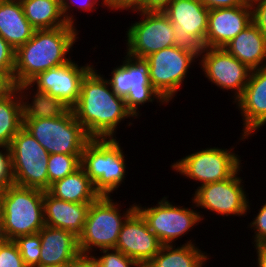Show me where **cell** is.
<instances>
[{
	"label": "cell",
	"mask_w": 266,
	"mask_h": 267,
	"mask_svg": "<svg viewBox=\"0 0 266 267\" xmlns=\"http://www.w3.org/2000/svg\"><path fill=\"white\" fill-rule=\"evenodd\" d=\"M93 66L81 81L80 95L71 108L90 138H117L121 121L133 115L123 97L116 95L105 75Z\"/></svg>",
	"instance_id": "6da1fadb"
},
{
	"label": "cell",
	"mask_w": 266,
	"mask_h": 267,
	"mask_svg": "<svg viewBox=\"0 0 266 267\" xmlns=\"http://www.w3.org/2000/svg\"><path fill=\"white\" fill-rule=\"evenodd\" d=\"M78 34L70 24L35 30L32 38L16 50L14 85L29 83L39 73L68 62Z\"/></svg>",
	"instance_id": "7a4b0ae2"
},
{
	"label": "cell",
	"mask_w": 266,
	"mask_h": 267,
	"mask_svg": "<svg viewBox=\"0 0 266 267\" xmlns=\"http://www.w3.org/2000/svg\"><path fill=\"white\" fill-rule=\"evenodd\" d=\"M118 138H91L84 146L80 166L100 196H111L126 175V157Z\"/></svg>",
	"instance_id": "3957f363"
},
{
	"label": "cell",
	"mask_w": 266,
	"mask_h": 267,
	"mask_svg": "<svg viewBox=\"0 0 266 267\" xmlns=\"http://www.w3.org/2000/svg\"><path fill=\"white\" fill-rule=\"evenodd\" d=\"M44 191L16 184L0 190V211L8 240L38 233L44 226Z\"/></svg>",
	"instance_id": "277c9868"
},
{
	"label": "cell",
	"mask_w": 266,
	"mask_h": 267,
	"mask_svg": "<svg viewBox=\"0 0 266 267\" xmlns=\"http://www.w3.org/2000/svg\"><path fill=\"white\" fill-rule=\"evenodd\" d=\"M112 196H100L90 204L82 234L78 237L80 254H91L97 249L115 248L121 227L135 210V203L120 213V203Z\"/></svg>",
	"instance_id": "5b68a950"
},
{
	"label": "cell",
	"mask_w": 266,
	"mask_h": 267,
	"mask_svg": "<svg viewBox=\"0 0 266 267\" xmlns=\"http://www.w3.org/2000/svg\"><path fill=\"white\" fill-rule=\"evenodd\" d=\"M125 59V60H124ZM122 65L113 68L107 80L112 91L123 97L128 111L136 119L140 117L139 107L156 100L159 106L168 104L154 89L149 78V62L145 58H138L126 53ZM139 116V117H138Z\"/></svg>",
	"instance_id": "8992f818"
},
{
	"label": "cell",
	"mask_w": 266,
	"mask_h": 267,
	"mask_svg": "<svg viewBox=\"0 0 266 267\" xmlns=\"http://www.w3.org/2000/svg\"><path fill=\"white\" fill-rule=\"evenodd\" d=\"M27 130L49 154H82L91 139L72 109L56 118L23 119Z\"/></svg>",
	"instance_id": "52a82bcc"
},
{
	"label": "cell",
	"mask_w": 266,
	"mask_h": 267,
	"mask_svg": "<svg viewBox=\"0 0 266 267\" xmlns=\"http://www.w3.org/2000/svg\"><path fill=\"white\" fill-rule=\"evenodd\" d=\"M234 148L225 149L217 146L197 150L173 162L170 168L187 179L198 181V184L200 182L199 186L223 181L242 166L241 157L234 152Z\"/></svg>",
	"instance_id": "ba28073f"
},
{
	"label": "cell",
	"mask_w": 266,
	"mask_h": 267,
	"mask_svg": "<svg viewBox=\"0 0 266 267\" xmlns=\"http://www.w3.org/2000/svg\"><path fill=\"white\" fill-rule=\"evenodd\" d=\"M162 12L175 26L174 46L199 59L206 47L209 9L201 0H174Z\"/></svg>",
	"instance_id": "9c48e42d"
},
{
	"label": "cell",
	"mask_w": 266,
	"mask_h": 267,
	"mask_svg": "<svg viewBox=\"0 0 266 267\" xmlns=\"http://www.w3.org/2000/svg\"><path fill=\"white\" fill-rule=\"evenodd\" d=\"M164 196L156 206L146 207L135 203V209L146 221L148 228L157 236L162 245H173L177 239L184 237L199 224L204 215L197 212L195 205L191 208L172 204Z\"/></svg>",
	"instance_id": "30bf717a"
},
{
	"label": "cell",
	"mask_w": 266,
	"mask_h": 267,
	"mask_svg": "<svg viewBox=\"0 0 266 267\" xmlns=\"http://www.w3.org/2000/svg\"><path fill=\"white\" fill-rule=\"evenodd\" d=\"M9 147L14 183L47 191L49 189L47 166L50 156L47 150L24 128L14 136Z\"/></svg>",
	"instance_id": "8fae6325"
},
{
	"label": "cell",
	"mask_w": 266,
	"mask_h": 267,
	"mask_svg": "<svg viewBox=\"0 0 266 267\" xmlns=\"http://www.w3.org/2000/svg\"><path fill=\"white\" fill-rule=\"evenodd\" d=\"M141 18L127 29L126 52L146 58L164 48L174 46L175 26L162 11L132 10Z\"/></svg>",
	"instance_id": "7c38bea8"
},
{
	"label": "cell",
	"mask_w": 266,
	"mask_h": 267,
	"mask_svg": "<svg viewBox=\"0 0 266 267\" xmlns=\"http://www.w3.org/2000/svg\"><path fill=\"white\" fill-rule=\"evenodd\" d=\"M149 62V78L154 89L169 104L183 85L197 57L176 46H170L145 58Z\"/></svg>",
	"instance_id": "4fadbf2b"
},
{
	"label": "cell",
	"mask_w": 266,
	"mask_h": 267,
	"mask_svg": "<svg viewBox=\"0 0 266 267\" xmlns=\"http://www.w3.org/2000/svg\"><path fill=\"white\" fill-rule=\"evenodd\" d=\"M241 168L226 180L198 186L192 194V203L198 208L216 213L217 216H246L250 212L251 204L242 184L243 178L238 176Z\"/></svg>",
	"instance_id": "5bb4252c"
},
{
	"label": "cell",
	"mask_w": 266,
	"mask_h": 267,
	"mask_svg": "<svg viewBox=\"0 0 266 267\" xmlns=\"http://www.w3.org/2000/svg\"><path fill=\"white\" fill-rule=\"evenodd\" d=\"M199 66L205 77L224 91L233 92L234 103L243 93L246 87L251 69L232 56L224 48H207L201 53Z\"/></svg>",
	"instance_id": "9a60e30c"
},
{
	"label": "cell",
	"mask_w": 266,
	"mask_h": 267,
	"mask_svg": "<svg viewBox=\"0 0 266 267\" xmlns=\"http://www.w3.org/2000/svg\"><path fill=\"white\" fill-rule=\"evenodd\" d=\"M92 63L79 66L72 58L59 66L39 73L29 83L39 91L47 92L60 99L70 109L77 103L81 81L93 67Z\"/></svg>",
	"instance_id": "2e32d148"
},
{
	"label": "cell",
	"mask_w": 266,
	"mask_h": 267,
	"mask_svg": "<svg viewBox=\"0 0 266 267\" xmlns=\"http://www.w3.org/2000/svg\"><path fill=\"white\" fill-rule=\"evenodd\" d=\"M161 246L157 236L135 209L124 221L115 249L144 267L159 252Z\"/></svg>",
	"instance_id": "e0dca14e"
},
{
	"label": "cell",
	"mask_w": 266,
	"mask_h": 267,
	"mask_svg": "<svg viewBox=\"0 0 266 267\" xmlns=\"http://www.w3.org/2000/svg\"><path fill=\"white\" fill-rule=\"evenodd\" d=\"M234 104L243 117V132L239 139L244 141L266 125V67L251 71L242 95Z\"/></svg>",
	"instance_id": "ac0fdd59"
},
{
	"label": "cell",
	"mask_w": 266,
	"mask_h": 267,
	"mask_svg": "<svg viewBox=\"0 0 266 267\" xmlns=\"http://www.w3.org/2000/svg\"><path fill=\"white\" fill-rule=\"evenodd\" d=\"M252 22V6L250 4L209 10L206 47L225 48Z\"/></svg>",
	"instance_id": "d6986e66"
},
{
	"label": "cell",
	"mask_w": 266,
	"mask_h": 267,
	"mask_svg": "<svg viewBox=\"0 0 266 267\" xmlns=\"http://www.w3.org/2000/svg\"><path fill=\"white\" fill-rule=\"evenodd\" d=\"M90 204L60 200L44 191L45 225L69 231L79 237L83 232Z\"/></svg>",
	"instance_id": "ffe728a7"
},
{
	"label": "cell",
	"mask_w": 266,
	"mask_h": 267,
	"mask_svg": "<svg viewBox=\"0 0 266 267\" xmlns=\"http://www.w3.org/2000/svg\"><path fill=\"white\" fill-rule=\"evenodd\" d=\"M41 239L40 265H70L80 254L78 237L69 231L45 225Z\"/></svg>",
	"instance_id": "44dd1931"
},
{
	"label": "cell",
	"mask_w": 266,
	"mask_h": 267,
	"mask_svg": "<svg viewBox=\"0 0 266 267\" xmlns=\"http://www.w3.org/2000/svg\"><path fill=\"white\" fill-rule=\"evenodd\" d=\"M251 70L266 67V36L252 22L224 48Z\"/></svg>",
	"instance_id": "7402d4cb"
},
{
	"label": "cell",
	"mask_w": 266,
	"mask_h": 267,
	"mask_svg": "<svg viewBox=\"0 0 266 267\" xmlns=\"http://www.w3.org/2000/svg\"><path fill=\"white\" fill-rule=\"evenodd\" d=\"M35 30L25 17L20 0H0V36L15 51L32 38Z\"/></svg>",
	"instance_id": "603a6c76"
},
{
	"label": "cell",
	"mask_w": 266,
	"mask_h": 267,
	"mask_svg": "<svg viewBox=\"0 0 266 267\" xmlns=\"http://www.w3.org/2000/svg\"><path fill=\"white\" fill-rule=\"evenodd\" d=\"M15 88L20 96L23 119L56 118L70 109L60 99L52 97L49 93L37 89L34 91L30 83L15 85Z\"/></svg>",
	"instance_id": "cb8c5ba5"
},
{
	"label": "cell",
	"mask_w": 266,
	"mask_h": 267,
	"mask_svg": "<svg viewBox=\"0 0 266 267\" xmlns=\"http://www.w3.org/2000/svg\"><path fill=\"white\" fill-rule=\"evenodd\" d=\"M195 240L180 246L162 245L159 252L144 267H204L210 260L206 252L196 246Z\"/></svg>",
	"instance_id": "d4e9b609"
},
{
	"label": "cell",
	"mask_w": 266,
	"mask_h": 267,
	"mask_svg": "<svg viewBox=\"0 0 266 267\" xmlns=\"http://www.w3.org/2000/svg\"><path fill=\"white\" fill-rule=\"evenodd\" d=\"M47 192L54 198L74 203H92L100 197L94 188V183L81 166L73 173L51 184Z\"/></svg>",
	"instance_id": "484cf974"
},
{
	"label": "cell",
	"mask_w": 266,
	"mask_h": 267,
	"mask_svg": "<svg viewBox=\"0 0 266 267\" xmlns=\"http://www.w3.org/2000/svg\"><path fill=\"white\" fill-rule=\"evenodd\" d=\"M24 15L36 30L66 26L61 5L55 0H20Z\"/></svg>",
	"instance_id": "4316f807"
},
{
	"label": "cell",
	"mask_w": 266,
	"mask_h": 267,
	"mask_svg": "<svg viewBox=\"0 0 266 267\" xmlns=\"http://www.w3.org/2000/svg\"><path fill=\"white\" fill-rule=\"evenodd\" d=\"M22 128V105L19 93L14 88L0 98V145L10 146Z\"/></svg>",
	"instance_id": "83f0119b"
},
{
	"label": "cell",
	"mask_w": 266,
	"mask_h": 267,
	"mask_svg": "<svg viewBox=\"0 0 266 267\" xmlns=\"http://www.w3.org/2000/svg\"><path fill=\"white\" fill-rule=\"evenodd\" d=\"M81 154H50L48 159L49 187L80 167Z\"/></svg>",
	"instance_id": "f1b7e54d"
},
{
	"label": "cell",
	"mask_w": 266,
	"mask_h": 267,
	"mask_svg": "<svg viewBox=\"0 0 266 267\" xmlns=\"http://www.w3.org/2000/svg\"><path fill=\"white\" fill-rule=\"evenodd\" d=\"M14 243L25 262L27 267L39 265V258L41 254V239L40 234L22 235L16 237Z\"/></svg>",
	"instance_id": "f546056e"
},
{
	"label": "cell",
	"mask_w": 266,
	"mask_h": 267,
	"mask_svg": "<svg viewBox=\"0 0 266 267\" xmlns=\"http://www.w3.org/2000/svg\"><path fill=\"white\" fill-rule=\"evenodd\" d=\"M101 256L92 255L97 259L101 267H142L137 261L123 254L115 248L99 249Z\"/></svg>",
	"instance_id": "4dcf8cb0"
},
{
	"label": "cell",
	"mask_w": 266,
	"mask_h": 267,
	"mask_svg": "<svg viewBox=\"0 0 266 267\" xmlns=\"http://www.w3.org/2000/svg\"><path fill=\"white\" fill-rule=\"evenodd\" d=\"M101 6L103 7H107L108 8V5H107V0H101ZM98 2L100 3L99 0H65L64 3L61 5V11H62V14H63V17L65 19V21L67 22V24H70V25H76L75 23V20L77 19H74V12H72L73 10H75L76 8L82 10V11H85V12H93L94 10L96 11V6L100 4H98ZM71 8H73L71 10ZM71 12V13H70Z\"/></svg>",
	"instance_id": "1f68e13d"
},
{
	"label": "cell",
	"mask_w": 266,
	"mask_h": 267,
	"mask_svg": "<svg viewBox=\"0 0 266 267\" xmlns=\"http://www.w3.org/2000/svg\"><path fill=\"white\" fill-rule=\"evenodd\" d=\"M0 267H27L13 240L0 246Z\"/></svg>",
	"instance_id": "d6a6232c"
},
{
	"label": "cell",
	"mask_w": 266,
	"mask_h": 267,
	"mask_svg": "<svg viewBox=\"0 0 266 267\" xmlns=\"http://www.w3.org/2000/svg\"><path fill=\"white\" fill-rule=\"evenodd\" d=\"M2 148V149H1ZM14 183L11 150L9 146L0 145V190Z\"/></svg>",
	"instance_id": "836d02e7"
},
{
	"label": "cell",
	"mask_w": 266,
	"mask_h": 267,
	"mask_svg": "<svg viewBox=\"0 0 266 267\" xmlns=\"http://www.w3.org/2000/svg\"><path fill=\"white\" fill-rule=\"evenodd\" d=\"M16 51L0 36V71H3L14 83Z\"/></svg>",
	"instance_id": "e575fe53"
},
{
	"label": "cell",
	"mask_w": 266,
	"mask_h": 267,
	"mask_svg": "<svg viewBox=\"0 0 266 267\" xmlns=\"http://www.w3.org/2000/svg\"><path fill=\"white\" fill-rule=\"evenodd\" d=\"M262 204L256 217L248 225L254 231L252 245L266 244V201Z\"/></svg>",
	"instance_id": "d590c367"
},
{
	"label": "cell",
	"mask_w": 266,
	"mask_h": 267,
	"mask_svg": "<svg viewBox=\"0 0 266 267\" xmlns=\"http://www.w3.org/2000/svg\"><path fill=\"white\" fill-rule=\"evenodd\" d=\"M251 6L252 20L266 36V0H257Z\"/></svg>",
	"instance_id": "8d00e7d4"
},
{
	"label": "cell",
	"mask_w": 266,
	"mask_h": 267,
	"mask_svg": "<svg viewBox=\"0 0 266 267\" xmlns=\"http://www.w3.org/2000/svg\"><path fill=\"white\" fill-rule=\"evenodd\" d=\"M109 10H143V0H107Z\"/></svg>",
	"instance_id": "74e56055"
},
{
	"label": "cell",
	"mask_w": 266,
	"mask_h": 267,
	"mask_svg": "<svg viewBox=\"0 0 266 267\" xmlns=\"http://www.w3.org/2000/svg\"><path fill=\"white\" fill-rule=\"evenodd\" d=\"M69 267H101L92 254H79Z\"/></svg>",
	"instance_id": "f35d334b"
},
{
	"label": "cell",
	"mask_w": 266,
	"mask_h": 267,
	"mask_svg": "<svg viewBox=\"0 0 266 267\" xmlns=\"http://www.w3.org/2000/svg\"><path fill=\"white\" fill-rule=\"evenodd\" d=\"M209 9L246 5L243 0H201Z\"/></svg>",
	"instance_id": "ab89813d"
},
{
	"label": "cell",
	"mask_w": 266,
	"mask_h": 267,
	"mask_svg": "<svg viewBox=\"0 0 266 267\" xmlns=\"http://www.w3.org/2000/svg\"><path fill=\"white\" fill-rule=\"evenodd\" d=\"M174 0H143L144 11H162Z\"/></svg>",
	"instance_id": "60d3db41"
},
{
	"label": "cell",
	"mask_w": 266,
	"mask_h": 267,
	"mask_svg": "<svg viewBox=\"0 0 266 267\" xmlns=\"http://www.w3.org/2000/svg\"><path fill=\"white\" fill-rule=\"evenodd\" d=\"M15 88L13 81L3 72L0 71V98L8 94Z\"/></svg>",
	"instance_id": "b9f144b4"
},
{
	"label": "cell",
	"mask_w": 266,
	"mask_h": 267,
	"mask_svg": "<svg viewBox=\"0 0 266 267\" xmlns=\"http://www.w3.org/2000/svg\"><path fill=\"white\" fill-rule=\"evenodd\" d=\"M257 267H266V244L254 245Z\"/></svg>",
	"instance_id": "7bdbcfd3"
},
{
	"label": "cell",
	"mask_w": 266,
	"mask_h": 267,
	"mask_svg": "<svg viewBox=\"0 0 266 267\" xmlns=\"http://www.w3.org/2000/svg\"><path fill=\"white\" fill-rule=\"evenodd\" d=\"M7 241H8V238L5 234L3 217H2V213L0 211V246L3 245L4 243H6Z\"/></svg>",
	"instance_id": "ee69618b"
},
{
	"label": "cell",
	"mask_w": 266,
	"mask_h": 267,
	"mask_svg": "<svg viewBox=\"0 0 266 267\" xmlns=\"http://www.w3.org/2000/svg\"><path fill=\"white\" fill-rule=\"evenodd\" d=\"M32 267H69V265H35Z\"/></svg>",
	"instance_id": "f6af8a7d"
},
{
	"label": "cell",
	"mask_w": 266,
	"mask_h": 267,
	"mask_svg": "<svg viewBox=\"0 0 266 267\" xmlns=\"http://www.w3.org/2000/svg\"><path fill=\"white\" fill-rule=\"evenodd\" d=\"M246 4H250L252 5L253 3H255L257 0H243Z\"/></svg>",
	"instance_id": "bcb514c9"
},
{
	"label": "cell",
	"mask_w": 266,
	"mask_h": 267,
	"mask_svg": "<svg viewBox=\"0 0 266 267\" xmlns=\"http://www.w3.org/2000/svg\"><path fill=\"white\" fill-rule=\"evenodd\" d=\"M55 1H57L60 5H62L65 0H55Z\"/></svg>",
	"instance_id": "7dc6e473"
}]
</instances>
